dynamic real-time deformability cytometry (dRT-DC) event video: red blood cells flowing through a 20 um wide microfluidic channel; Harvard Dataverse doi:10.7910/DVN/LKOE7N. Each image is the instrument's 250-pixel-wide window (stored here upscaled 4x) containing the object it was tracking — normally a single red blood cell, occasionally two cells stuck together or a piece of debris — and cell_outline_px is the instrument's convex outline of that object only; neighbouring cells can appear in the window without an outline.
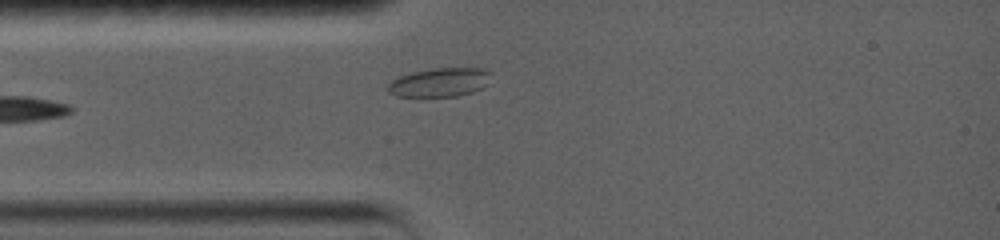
{"species": "common noctule bat (a hibernating species)", "species_latin": "Nyctalus noctula", "temperature_condition": "warm", "stored_images_in_passage": 51, "camera_frame_rate_fps": 5000, "um_per_image_px": 0.085, "animal": {"sex": "female", "body_mass_g": 19.0, "forearm_length_mm": 56.7}, "frame": {"image": 1, "passage_image": 3, "time_ms": 0.4, "image_size_px": [1000, 240], "cell_outline_px": [[492, 72], [488, 84], [484, 88], [472, 92], [456, 96], [396, 96], [388, 92], [388, 84], [392, 80], [408, 72], [436, 68], [484, 68]], "centroid_in_image_um": [37.41, 6.99], "position_along_channel_um": 47.6, "area_um2": 17.51}}
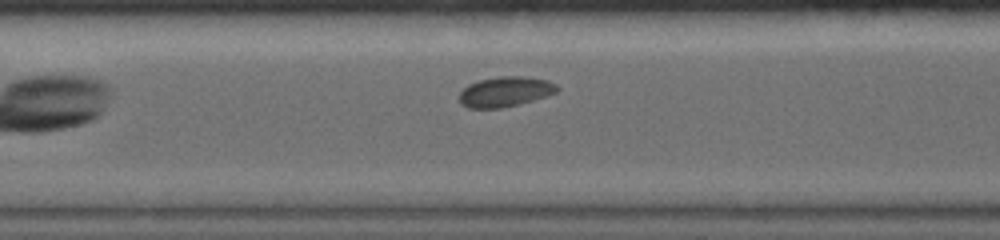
{"frame": {"image": 2, "passage_image": 19, "time_ms": 3.6, "image_size_px": [1000, 240], "cell_outline_px": [[560, 88], [556, 92], [532, 100], [500, 108], [468, 108], [460, 104], [460, 92], [468, 84], [480, 80], [500, 76], [520, 76], [548, 80], [556, 84]], "centroid_in_image_um": [42.92, 7.79], "position_along_channel_um": 164.5, "area_um2": 16.94}}
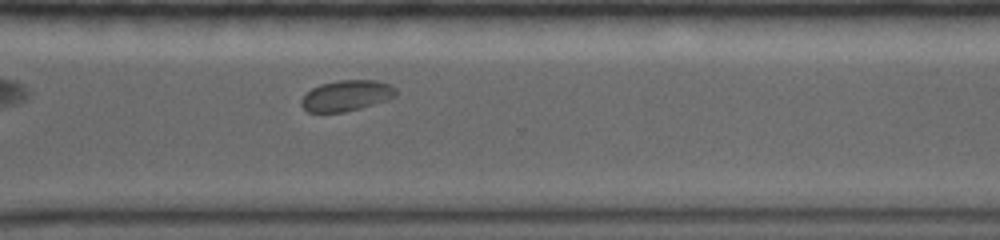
{"frame": {"image": 3, "passage_image": 43, "time_ms": 8.4, "image_size_px": [1000, 240], "cell_outline_px": [[396, 96], [388, 100], [360, 108], [344, 112], [308, 112], [300, 104], [300, 100], [312, 88], [320, 84], [336, 80], [376, 80], [388, 84], [396, 88]], "centroid_in_image_um": [29.45, 8.12], "position_along_channel_um": 341.1, "area_um2": 16.99}, "authors_computed_cell_mechanics": {"area_um2": 16.9932, "velocity_mm_per_s": 3.6799, "shape_relaxation_time_tau1_ms": 3.4139, "shape_relaxation_time_tau2_ms": null, "deformation_change_tau1": 0.0421, "deformation_change_tau2": null}}